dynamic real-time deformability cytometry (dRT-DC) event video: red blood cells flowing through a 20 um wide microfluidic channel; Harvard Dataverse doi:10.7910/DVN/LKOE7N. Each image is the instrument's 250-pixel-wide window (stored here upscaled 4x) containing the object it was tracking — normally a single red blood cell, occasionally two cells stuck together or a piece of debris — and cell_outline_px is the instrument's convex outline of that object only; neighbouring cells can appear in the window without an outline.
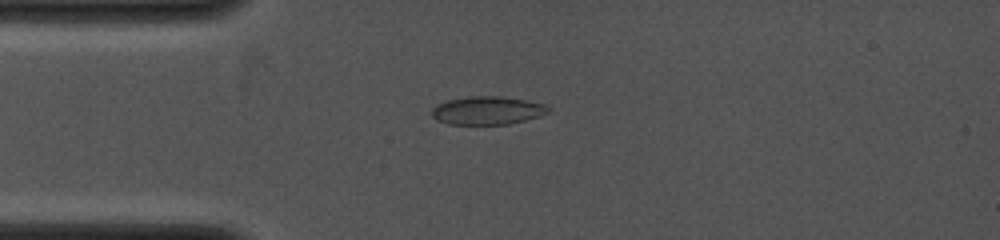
{"species": "common noctule bat (a hibernating species)", "species_latin": "Nyctalus noctula", "temperature_condition": "cold", "stored_images_in_passage": 11, "camera_frame_rate_fps": 4000, "um_per_image_px": 0.085, "animal": {"sex": "female", "body_mass_g": 19.0, "forearm_length_mm": 53.3}, "frame": {"image": 1, "passage_image": 5, "time_ms": 1.5, "image_size_px": [1000, 240], "cell_outline_px": [[552, 108], [548, 112], [540, 116], [508, 124], [448, 124], [436, 120], [432, 116], [432, 108], [436, 104], [448, 100], [468, 96], [500, 96], [524, 100], [544, 104]], "centroid_in_image_um": [41.41, 9.39], "position_along_channel_um": 43.6, "area_um2": 19.13}}
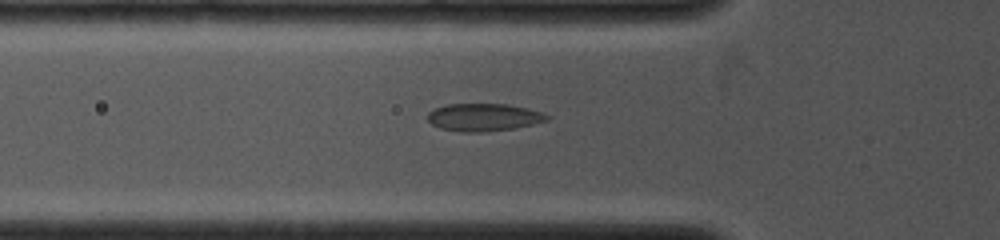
{"frame": {"image": 2, "passage_image": 8, "time_ms": 2.75, "image_size_px": [1000, 240], "cell_outline_px": [[552, 116], [548, 120], [516, 128], [484, 132], [460, 132], [440, 128], [432, 124], [428, 120], [428, 112], [444, 104], [508, 104], [528, 108]], "centroid_in_image_um": [41.12, 9.97], "position_along_channel_um": 84.7, "area_um2": 19.31}}
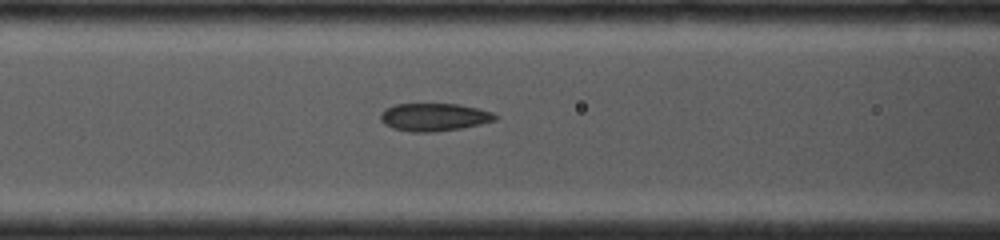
{"frame": {"image": 3, "passage_image": 10, "time_ms": 3.75, "image_size_px": [1000, 240], "cell_outline_px": [[500, 116], [496, 120], [480, 124], [460, 128], [432, 132], [412, 132], [392, 128], [384, 124], [380, 120], [380, 112], [396, 104], [456, 104], [476, 108], [492, 112]], "centroid_in_image_um": [36.89, 9.96], "position_along_channel_um": 129.7, "area_um2": 18.5}}